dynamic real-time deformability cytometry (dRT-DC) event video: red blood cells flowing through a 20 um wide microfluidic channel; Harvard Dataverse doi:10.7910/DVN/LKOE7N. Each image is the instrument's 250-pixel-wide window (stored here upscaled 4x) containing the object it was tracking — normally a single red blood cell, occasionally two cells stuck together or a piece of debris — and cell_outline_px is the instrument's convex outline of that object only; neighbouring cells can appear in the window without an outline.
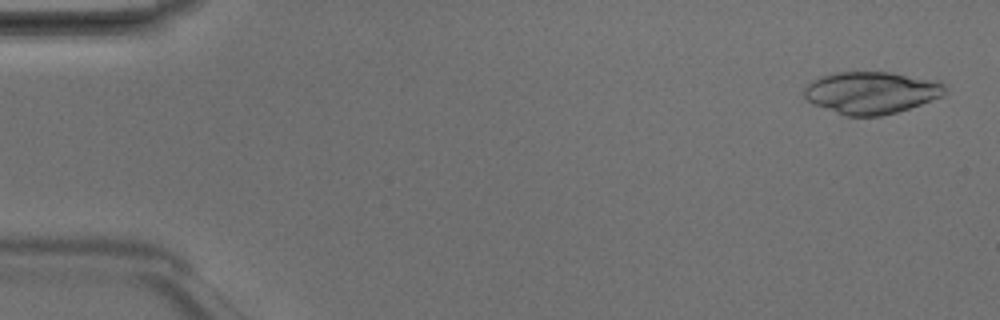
{"species": "Egyptian fruit bat (a non-hibernating species)", "species_latin": "Rousettus aegyptiacus", "temperature_condition": "room temperature", "stored_images_in_passage": 3, "camera_frame_rate_fps": 3000, "um_per_image_px": 0.085, "animal": {"sex": "male"}, "frame": {"image": 1, "passage_image": 1, "time_ms": 0.0, "image_size_px": [1000, 320], "cell_outline_px": [[944, 92], [940, 96], [920, 104], [896, 112], [880, 116], [844, 116], [812, 104], [804, 100], [804, 88], [812, 80], [820, 76], [832, 72], [892, 72], [940, 80], [944, 84]], "centroid_in_image_um": [74.0, 7.86], "position_along_channel_um": 11.0, "area_um2": 34.85}}